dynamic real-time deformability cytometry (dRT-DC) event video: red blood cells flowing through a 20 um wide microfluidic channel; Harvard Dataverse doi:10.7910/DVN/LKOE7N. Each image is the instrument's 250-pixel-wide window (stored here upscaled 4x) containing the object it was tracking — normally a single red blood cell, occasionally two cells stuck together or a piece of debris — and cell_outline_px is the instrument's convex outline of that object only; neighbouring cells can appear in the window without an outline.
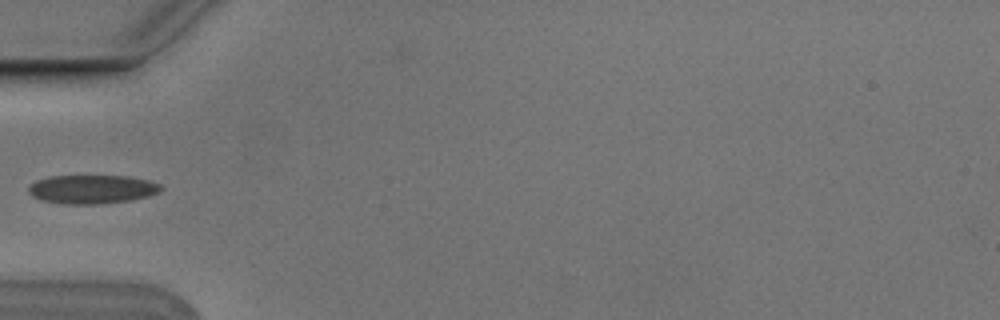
{"species": "Egyptian fruit bat (a non-hibernating species)", "species_latin": "Rousettus aegyptiacus", "temperature_condition": "cold", "stored_images_in_passage": 5, "camera_frame_rate_fps": 3000, "um_per_image_px": 0.085, "animal": {"sex": "male"}, "frame": {"image": 1, "passage_image": 5, "time_ms": 1.333, "image_size_px": [1000, 320], "cell_outline_px": [[164, 188], [160, 192], [148, 196], [132, 200], [100, 204], [64, 204], [40, 200], [32, 196], [28, 192], [28, 188], [36, 180], [52, 176], [128, 176], [148, 180], [160, 184]], "centroid_in_image_um": [7.84, 16.09], "position_along_channel_um": 77.2, "area_um2": 22.31}}